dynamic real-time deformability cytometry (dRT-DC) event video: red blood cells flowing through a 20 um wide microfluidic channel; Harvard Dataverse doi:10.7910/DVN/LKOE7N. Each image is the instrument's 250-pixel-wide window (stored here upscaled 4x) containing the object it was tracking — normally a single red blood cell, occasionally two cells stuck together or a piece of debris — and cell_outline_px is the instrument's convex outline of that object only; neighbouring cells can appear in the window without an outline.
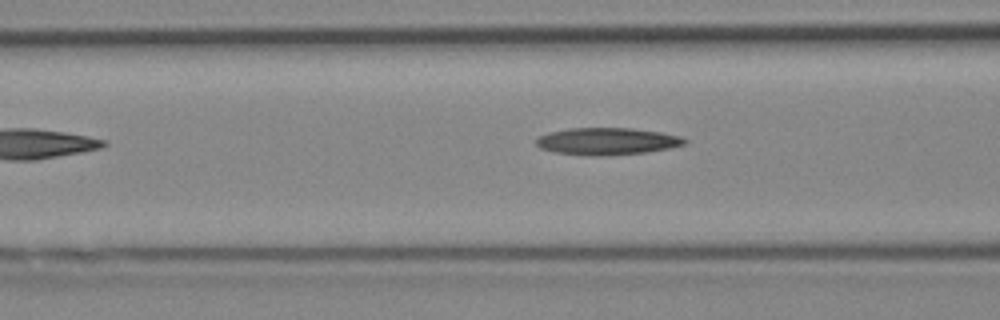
{"species": "Egyptian fruit bat (a non-hibernating species)", "species_latin": "Rousettus aegyptiacus", "temperature_condition": "cold", "stored_images_in_passage": 4, "camera_frame_rate_fps": 3000, "um_per_image_px": 0.085, "animal": {"sex": "female"}, "frame": {"image": 1, "passage_image": 3, "time_ms": 0.667, "image_size_px": [1000, 320], "cell_outline_px": [[688, 144], [672, 148], [644, 152], [608, 156], [592, 156], [556, 152], [540, 148], [536, 144], [536, 140], [540, 136], [548, 132], [568, 128], [632, 128], [660, 132], [680, 136], [688, 140]], "centroid_in_image_um": [51.64, 12.01], "position_along_channel_um": 115.0, "area_um2": 23.58}}